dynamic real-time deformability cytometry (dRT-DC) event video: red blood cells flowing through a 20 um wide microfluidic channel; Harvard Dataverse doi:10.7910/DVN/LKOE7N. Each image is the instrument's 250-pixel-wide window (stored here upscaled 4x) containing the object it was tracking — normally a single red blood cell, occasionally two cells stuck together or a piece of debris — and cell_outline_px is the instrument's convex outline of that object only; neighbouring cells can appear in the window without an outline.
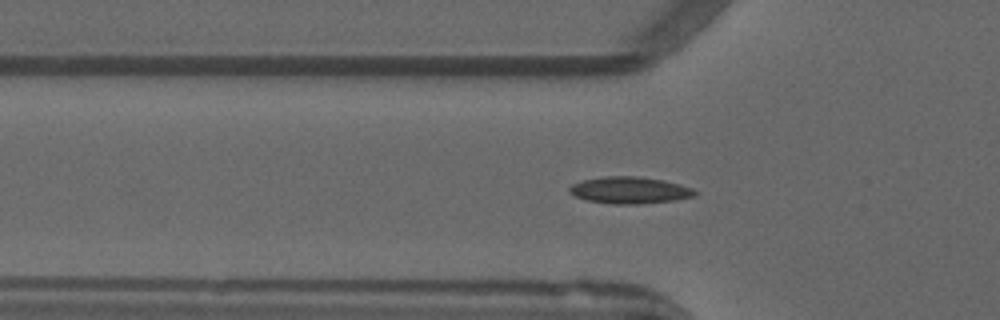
{"species": "common noctule bat (a hibernating species)", "species_latin": "Nyctalus noctula", "temperature_condition": "warm", "stored_images_in_passage": 52, "camera_frame_rate_fps": 3000, "um_per_image_px": 0.085, "animal": {"sex": "male", "forearm_length_mm": 52.5}, "frame": {"image": 1, "passage_image": 17, "time_ms": 5.333, "image_size_px": [1000, 320], "cell_outline_px": [[696, 196], [672, 200], [636, 204], [612, 204], [588, 200], [576, 196], [568, 192], [568, 188], [572, 184], [584, 180], [604, 176], [640, 176], [664, 180], [680, 184], [692, 188], [696, 192]], "centroid_in_image_um": [53.51, 16.16], "position_along_channel_um": 72.3, "area_um2": 19.48}}
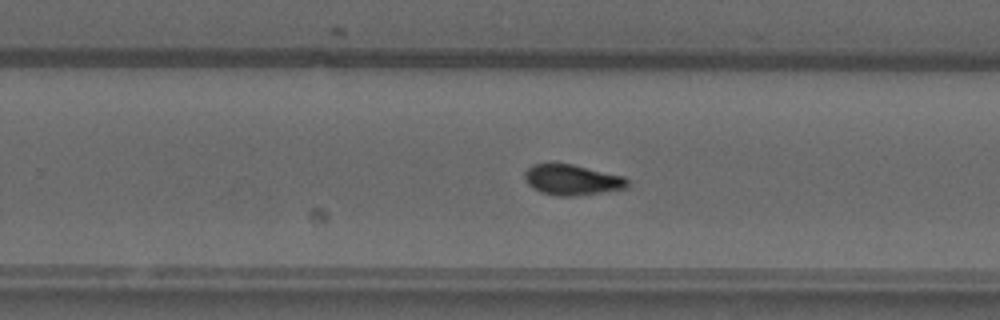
{"frame": {"image": 2, "passage_image": 33, "time_ms": 10.667, "image_size_px": [1000, 320], "cell_outline_px": [[628, 188], [576, 196], [556, 196], [540, 192], [532, 188], [528, 184], [524, 176], [524, 172], [532, 164], [572, 164], [624, 176], [628, 180]], "centroid_in_image_um": [48.62, 15.3], "position_along_channel_um": 281.2, "area_um2": 18.32}}
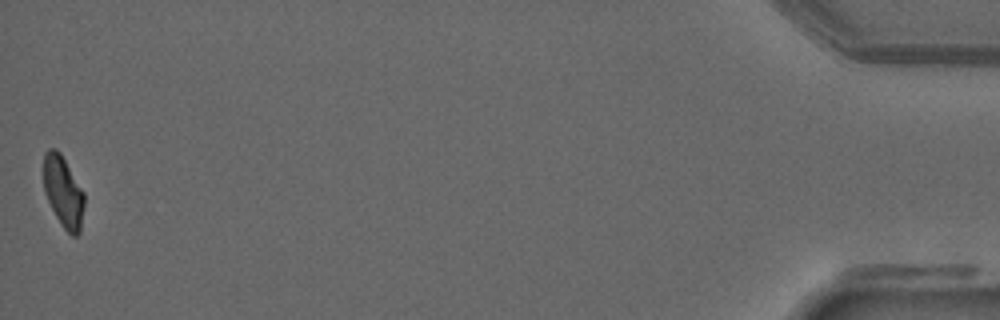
{"frame": {"image": 3, "passage_image": 52, "time_ms": 17.0, "image_size_px": [1000, 320], "cell_outline_px": [[84, 204], [80, 232], [76, 236], [72, 236], [60, 224], [44, 192], [44, 152], [48, 148], [56, 148], [60, 152], [84, 192]], "centroid_in_image_um": [5.38, 16.29], "position_along_channel_um": 429.8, "area_um2": 16.82}, "authors_computed_cell_mechanics": {"area_um2": 17.6579, "velocity_mm_per_s": 3.9094, "shape_relaxation_time_tau1_ms": null, "shape_relaxation_time_tau2_ms": 2.8624, "deformation_change_tau1": null, "deformation_change_tau2": 0.0809}}